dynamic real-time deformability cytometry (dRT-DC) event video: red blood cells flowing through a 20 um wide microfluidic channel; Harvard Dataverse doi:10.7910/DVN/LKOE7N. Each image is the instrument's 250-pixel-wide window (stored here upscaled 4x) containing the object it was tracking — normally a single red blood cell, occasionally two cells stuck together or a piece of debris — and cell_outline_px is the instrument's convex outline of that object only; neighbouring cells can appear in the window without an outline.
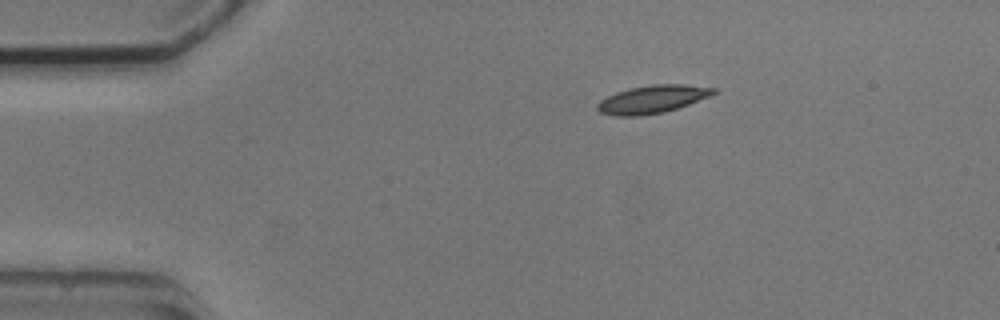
{"species": "common noctule bat (a hibernating species)", "species_latin": "Nyctalus noctula", "temperature_condition": "cold", "stored_images_in_passage": 5, "camera_frame_rate_fps": 3000, "um_per_image_px": 0.085, "animal": {"sex": "male", "body_mass_g": 20.5, "forearm_length_mm": 52.5}, "frame": {"image": 1, "passage_image": 5, "time_ms": 5.333, "image_size_px": [1000, 320], "cell_outline_px": [[720, 88], [716, 92], [708, 96], [688, 104], [664, 112], [640, 116], [612, 116], [600, 112], [596, 108], [596, 104], [600, 100], [616, 92], [628, 88], [652, 84], [684, 84]], "centroid_in_image_um": [55.42, 8.43], "position_along_channel_um": 29.6, "area_um2": 18.96}}